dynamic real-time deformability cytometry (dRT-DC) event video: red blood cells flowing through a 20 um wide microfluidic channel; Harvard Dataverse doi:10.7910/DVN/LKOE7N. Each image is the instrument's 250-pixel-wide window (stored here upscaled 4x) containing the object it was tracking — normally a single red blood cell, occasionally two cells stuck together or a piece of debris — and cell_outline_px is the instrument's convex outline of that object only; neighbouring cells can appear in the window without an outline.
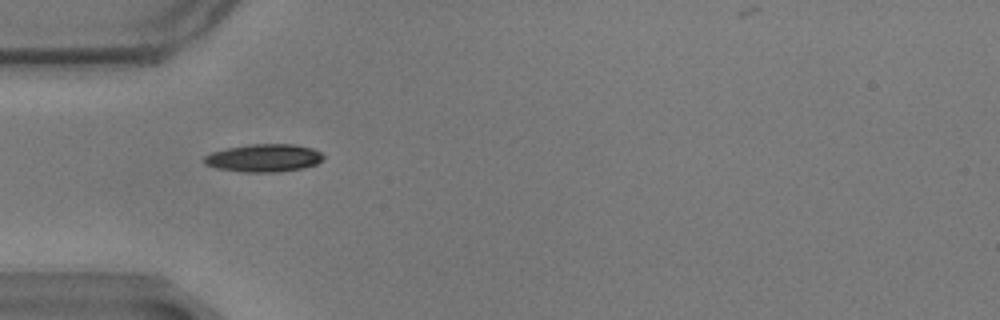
{"species": "common noctule bat (a hibernating species)", "species_latin": "Nyctalus noctula", "temperature_condition": "warm", "stored_images_in_passage": 25, "camera_frame_rate_fps": 3000, "um_per_image_px": 0.085, "animal": {"sex": "male", "body_mass_g": 17.9}, "frame": {"image": 1, "passage_image": 1, "time_ms": 0.0, "image_size_px": [1000, 320], "cell_outline_px": [[324, 156], [316, 164], [300, 168], [276, 172], [244, 172], [216, 168], [204, 164], [204, 156], [212, 152], [228, 148], [248, 144], [296, 144], [312, 148], [320, 152]], "centroid_in_image_um": [22.4, 13.42], "position_along_channel_um": 62.6, "area_um2": 19.19}}
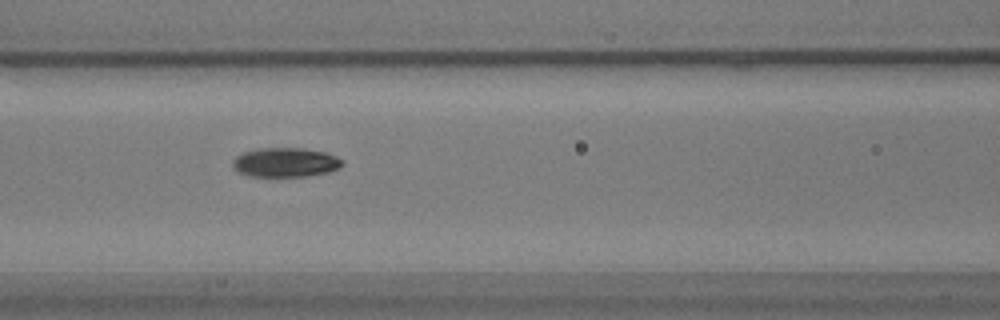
{"frame": {"image": 2, "passage_image": 8, "time_ms": 2.333, "image_size_px": [1000, 320], "cell_outline_px": [[344, 164], [340, 168], [328, 172], [308, 176], [248, 176], [236, 172], [232, 168], [232, 160], [236, 156], [244, 152], [256, 148], [300, 148], [324, 152], [336, 156], [344, 160]], "centroid_in_image_um": [24.24, 13.8], "position_along_channel_um": 142.4, "area_um2": 18.96}}
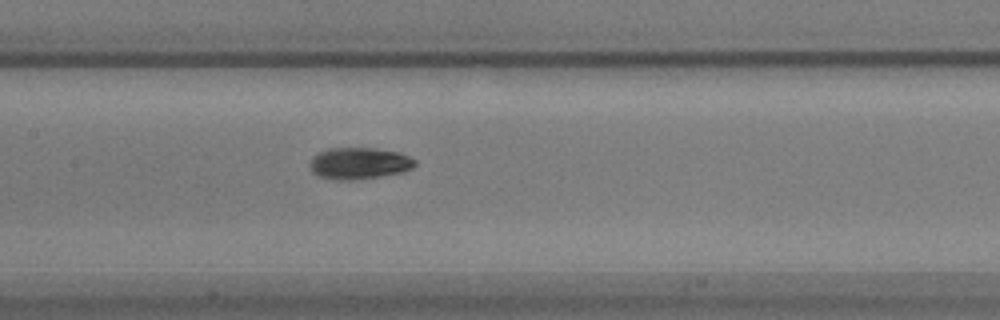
{"frame": {"image": 3, "passage_image": 11, "time_ms": 3.333, "image_size_px": [1000, 320], "cell_outline_px": [[416, 164], [412, 168], [404, 172], [380, 176], [348, 180], [336, 180], [320, 176], [312, 172], [308, 164], [312, 156], [328, 148], [376, 148], [400, 152], [416, 160]], "centroid_in_image_um": [30.52, 13.87], "position_along_channel_um": 176.9, "area_um2": 19.48}}